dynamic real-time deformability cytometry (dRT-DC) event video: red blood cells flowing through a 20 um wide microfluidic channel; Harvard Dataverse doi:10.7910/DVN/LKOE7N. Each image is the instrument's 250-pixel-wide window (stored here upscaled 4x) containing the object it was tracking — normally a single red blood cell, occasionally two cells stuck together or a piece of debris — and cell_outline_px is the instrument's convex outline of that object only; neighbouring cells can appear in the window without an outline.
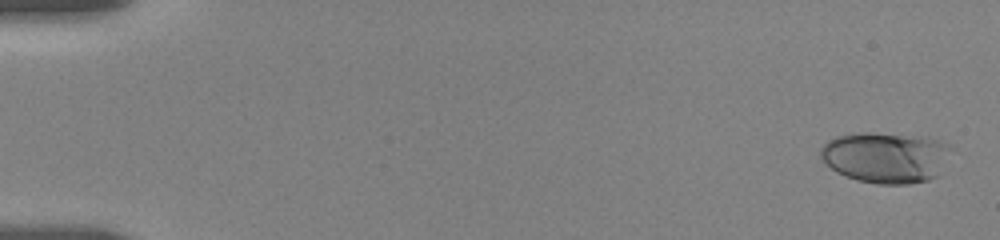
{"species": "human", "species_latin": "Homo sapiens", "temperature_condition": "room temperature", "stored_images_in_passage": 56, "camera_frame_rate_fps": 3000, "um_per_image_px": 0.085, "donor": {"sex": "female"}, "frame": {"image": 1, "passage_image": 2, "time_ms": 0.333, "image_size_px": [1000, 240], "cell_outline_px": [[956, 148], [940, 176], [928, 180], [908, 184], [876, 184], [856, 180], [844, 176], [836, 172], [820, 156], [820, 148], [828, 140], [836, 136], [864, 132], [872, 132], [928, 136], [940, 140]], "centroid_in_image_um": [75.4, 13.37], "position_along_channel_um": 9.6, "area_um2": 39.88}}
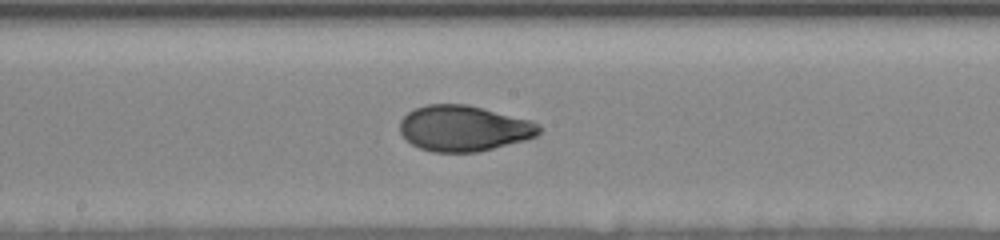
{"frame": {"image": 2, "passage_image": 31, "time_ms": 10.0, "image_size_px": [1000, 240], "cell_outline_px": [[544, 128], [536, 136], [528, 140], [476, 152], [432, 152], [420, 148], [404, 140], [400, 132], [400, 120], [408, 112], [424, 104], [468, 104], [528, 120], [540, 124]], "centroid_in_image_um": [39.42, 10.91], "position_along_channel_um": 208.8, "area_um2": 37.34}}
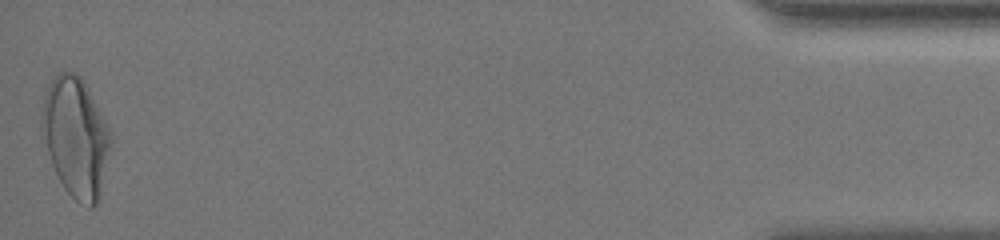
{"frame": {"image": 3, "passage_image": 56, "time_ms": 18.333, "image_size_px": [1000, 240], "cell_outline_px": [[112, 140], [100, 200], [92, 208], [88, 208], [80, 204], [64, 188], [52, 164], [40, 136], [40, 112], [44, 96], [52, 80], [60, 72], [76, 72], [84, 80], [112, 132]], "centroid_in_image_um": [6.44, 11.67], "position_along_channel_um": 428.8, "area_um2": 48.73}, "authors_computed_cell_mechanics": {"area_um2": 37.3966, "velocity_mm_per_s": 3.6259, "shape_relaxation_time_tau1_ms": 4.2633, "shape_relaxation_time_tau2_ms": 0.9055, "deformation_change_tau1": 0.1625, "deformation_change_tau2": 0.0518}}